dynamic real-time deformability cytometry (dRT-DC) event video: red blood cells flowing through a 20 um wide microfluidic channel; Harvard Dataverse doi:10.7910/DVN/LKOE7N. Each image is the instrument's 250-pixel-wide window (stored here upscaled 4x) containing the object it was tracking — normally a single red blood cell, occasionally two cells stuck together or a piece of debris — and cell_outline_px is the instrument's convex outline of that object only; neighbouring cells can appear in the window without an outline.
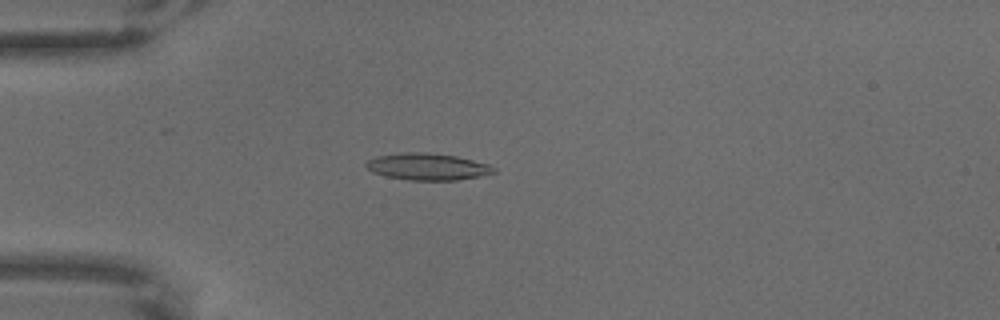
{"species": "common noctule bat (a hibernating species)", "species_latin": "Nyctalus noctula", "temperature_condition": "warm", "stored_images_in_passage": 64, "camera_frame_rate_fps": 3000, "um_per_image_px": 0.085, "animal": {"sex": "male", "body_mass_g": 18.8}, "frame": {"image": 1, "passage_image": 18, "time_ms": 5.667, "image_size_px": [1000, 320], "cell_outline_px": [[496, 172], [480, 176], [456, 180], [408, 180], [384, 176], [372, 172], [364, 164], [368, 160], [376, 156], [400, 152], [424, 152], [456, 156], [488, 164], [496, 168]], "centroid_in_image_um": [36.31, 14.16], "position_along_channel_um": 48.7, "area_um2": 20.0}}
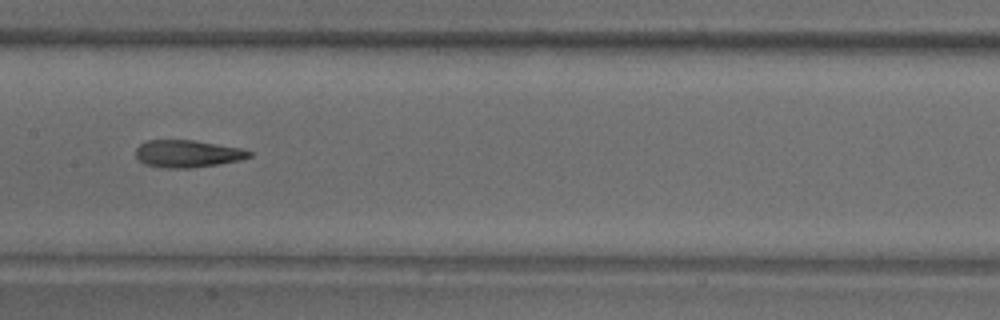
{"frame": {"image": 2, "passage_image": 33, "time_ms": 10.667, "image_size_px": [1000, 320], "cell_outline_px": [[252, 156], [240, 160], [192, 168], [164, 168], [144, 164], [136, 156], [136, 148], [140, 144], [148, 140], [192, 140], [240, 148], [252, 152]], "centroid_in_image_um": [15.92, 13.07], "position_along_channel_um": 191.5, "area_um2": 17.92}}
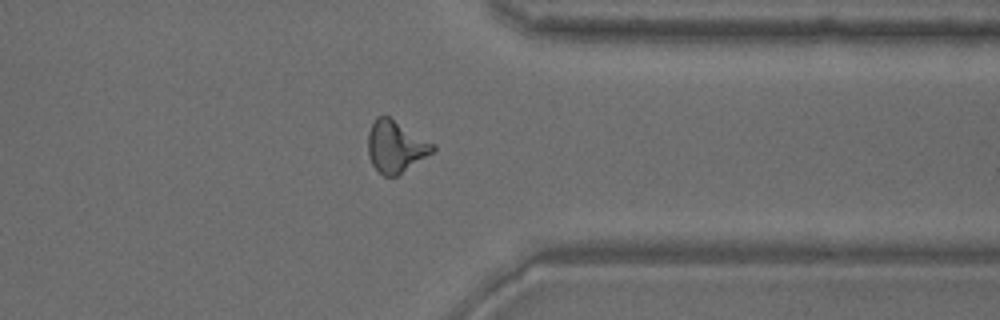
{"frame": {"image": 3, "passage_image": 51, "time_ms": 16.667, "image_size_px": [1000, 320], "cell_outline_px": [[436, 148], [432, 152], [396, 176], [384, 176], [372, 164], [368, 152], [368, 132], [376, 116], [388, 116], [436, 144]], "centroid_in_image_um": [33.63, 12.44], "position_along_channel_um": 377.8, "area_um2": 19.25}}